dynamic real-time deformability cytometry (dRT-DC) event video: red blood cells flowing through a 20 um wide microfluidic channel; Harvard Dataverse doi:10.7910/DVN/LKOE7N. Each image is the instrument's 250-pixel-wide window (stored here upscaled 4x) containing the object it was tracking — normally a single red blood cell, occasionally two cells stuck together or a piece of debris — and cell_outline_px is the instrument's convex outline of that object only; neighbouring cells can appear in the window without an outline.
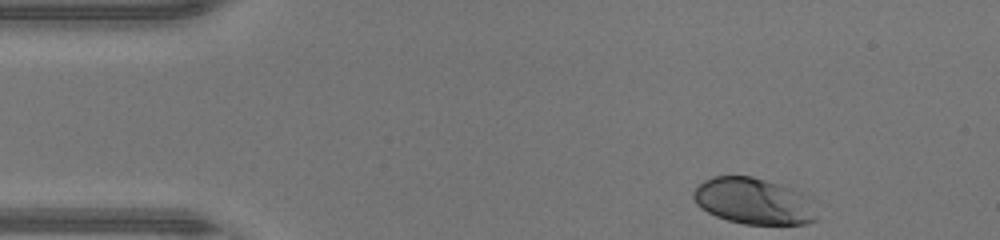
{"species": "human", "species_latin": "Homo sapiens", "temperature_condition": "warm", "stored_images_in_passage": 35, "camera_frame_rate_fps": 3000, "um_per_image_px": 0.085, "donor": {"sex": "male"}, "frame": {"image": 1, "passage_image": 1, "time_ms": 0.0, "image_size_px": [1000, 240], "cell_outline_px": [[816, 220], [808, 224], [744, 224], [728, 220], [716, 216], [708, 212], [696, 204], [692, 196], [692, 192], [704, 180], [712, 176], [752, 176], [780, 184], [792, 188], [812, 196], [816, 216]], "centroid_in_image_um": [64.1, 17.09], "position_along_channel_um": 20.9, "area_um2": 33.64}}
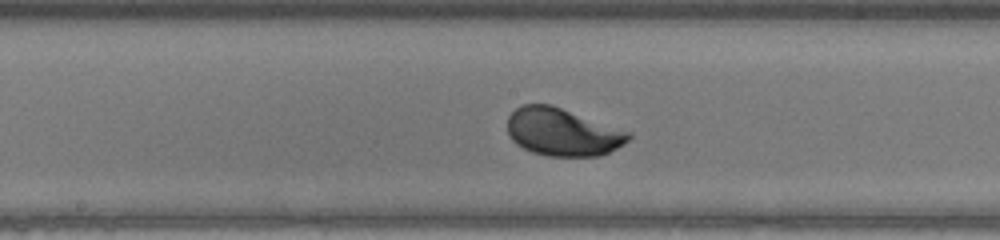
{"frame": {"image": 2, "passage_image": 19, "time_ms": 6.0, "image_size_px": [1000, 240], "cell_outline_px": [[632, 136], [628, 140], [616, 148], [600, 156], [548, 156], [532, 152], [516, 144], [508, 136], [508, 116], [516, 108], [524, 104], [552, 104], [632, 132]], "centroid_in_image_um": [47.82, 11.21], "position_along_channel_um": 200.4, "area_um2": 33.81}}
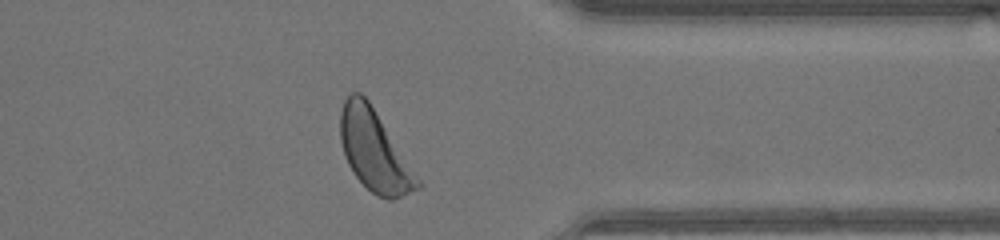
{"frame": {"image": 3, "passage_image": 32, "time_ms": 10.333, "image_size_px": [1000, 240], "cell_outline_px": [[424, 184], [420, 188], [392, 200], [388, 200], [376, 196], [352, 172], [344, 156], [340, 140], [340, 112], [344, 100], [352, 92], [360, 92], [368, 100]], "centroid_in_image_um": [31.83, 12.84], "position_along_channel_um": 379.6, "area_um2": 36.3}, "authors_computed_cell_mechanics": {"area_um2": 33.524, "velocity_mm_per_s": 4.3946, "shape_relaxation_time_tau1_ms": 1.5962, "shape_relaxation_time_tau2_ms": null, "deformation_change_tau1": 0.1262, "deformation_change_tau2": null}}